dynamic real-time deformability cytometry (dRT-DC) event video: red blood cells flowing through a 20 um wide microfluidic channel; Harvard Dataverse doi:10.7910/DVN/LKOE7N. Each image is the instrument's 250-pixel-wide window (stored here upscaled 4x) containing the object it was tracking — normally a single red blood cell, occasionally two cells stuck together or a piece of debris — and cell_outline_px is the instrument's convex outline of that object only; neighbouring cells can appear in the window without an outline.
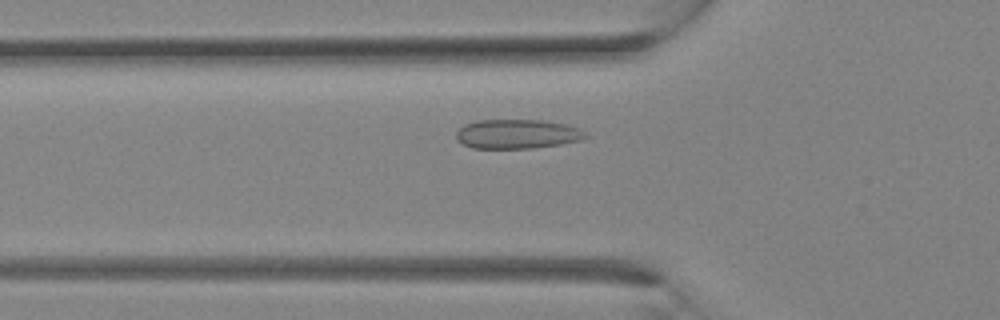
{"species": "Egyptian fruit bat (a non-hibernating species)", "species_latin": "Rousettus aegyptiacus", "temperature_condition": "room temperature", "stored_images_in_passage": 24, "camera_frame_rate_fps": 3000, "um_per_image_px": 0.085, "animal": {"sex": "female"}, "frame": {"image": 1, "passage_image": 3, "time_ms": 0.667, "image_size_px": [1000, 320], "cell_outline_px": [[588, 136], [580, 140], [560, 144], [532, 148], [472, 148], [456, 140], [456, 132], [464, 124], [476, 120], [540, 120], [564, 124], [580, 128]], "centroid_in_image_um": [43.93, 11.39], "position_along_channel_um": 81.9, "area_um2": 22.02}}
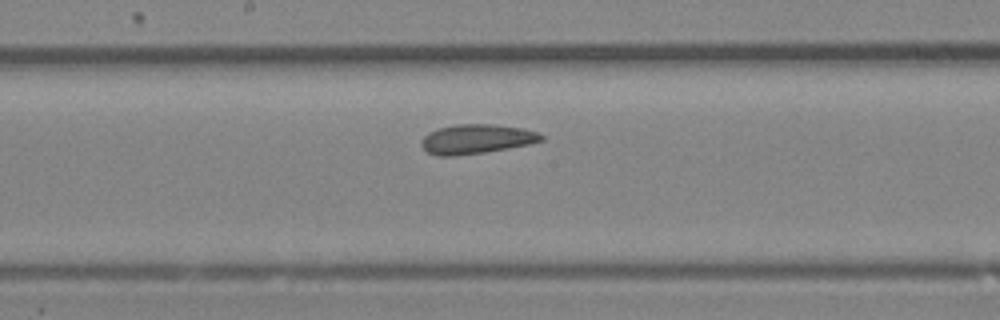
{"frame": {"image": 2, "passage_image": 9, "time_ms": 2.667, "image_size_px": [1000, 320], "cell_outline_px": [[544, 140], [528, 144], [508, 148], [484, 152], [456, 156], [436, 156], [428, 152], [420, 144], [420, 140], [428, 132], [440, 128], [456, 124], [488, 124], [520, 128], [536, 132], [544, 136]], "centroid_in_image_um": [40.45, 11.83], "position_along_channel_um": 207.8, "area_um2": 20.4}}
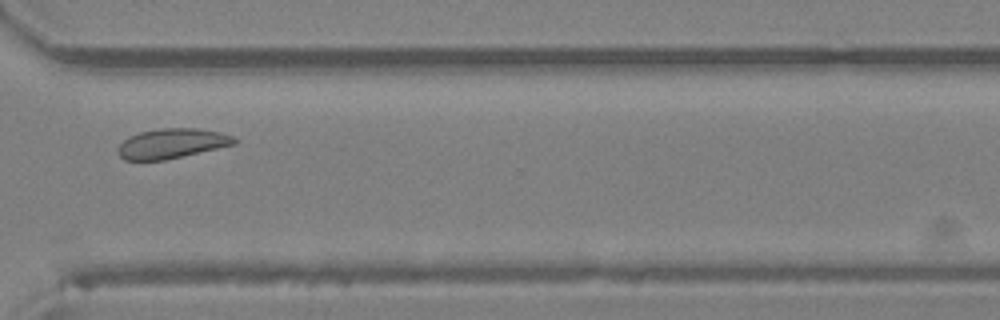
{"frame": {"image": 3, "passage_image": 16, "time_ms": 5.0, "image_size_px": [1000, 320], "cell_outline_px": [[236, 144], [164, 160], [124, 160], [120, 156], [120, 144], [128, 136], [140, 132], [160, 128], [196, 128], [220, 132], [232, 136], [236, 140]], "centroid_in_image_um": [14.61, 12.19], "position_along_channel_um": 356.0, "area_um2": 19.94}}